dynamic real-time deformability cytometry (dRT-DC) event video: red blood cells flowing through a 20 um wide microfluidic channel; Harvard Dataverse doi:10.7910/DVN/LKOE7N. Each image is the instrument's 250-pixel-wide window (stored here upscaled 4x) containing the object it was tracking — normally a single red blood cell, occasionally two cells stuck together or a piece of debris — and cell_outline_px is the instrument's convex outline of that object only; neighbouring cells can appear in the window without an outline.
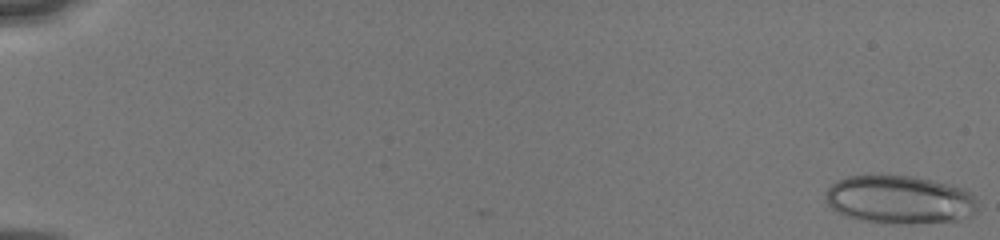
{"species": "human", "species_latin": "Homo sapiens", "temperature_condition": "cold", "stored_images_in_passage": 15, "camera_frame_rate_fps": 3000, "um_per_image_px": 0.085, "donor": {"sex": "male"}, "frame": {"image": 1, "passage_image": 1, "time_ms": 0.0, "image_size_px": [1000, 240], "cell_outline_px": [[976, 212], [968, 216], [956, 220], [912, 224], [860, 220], [848, 216], [832, 208], [828, 204], [824, 196], [824, 192], [836, 180], [848, 176], [912, 176], [932, 180], [964, 188], [972, 192], [976, 200]], "centroid_in_image_um": [76.47, 16.96], "position_along_channel_um": 8.5, "area_um2": 42.54}}